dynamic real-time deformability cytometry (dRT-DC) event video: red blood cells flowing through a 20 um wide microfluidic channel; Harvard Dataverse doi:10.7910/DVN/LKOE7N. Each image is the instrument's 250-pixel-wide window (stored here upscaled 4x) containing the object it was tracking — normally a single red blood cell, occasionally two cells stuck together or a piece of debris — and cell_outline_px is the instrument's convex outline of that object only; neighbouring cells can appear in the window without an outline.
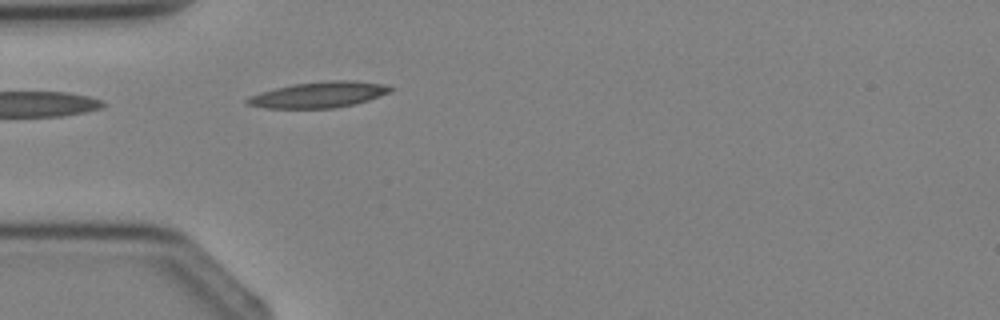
{"species": "Egyptian fruit bat (a non-hibernating species)", "species_latin": "Rousettus aegyptiacus", "temperature_condition": "cold", "stored_images_in_passage": 2, "camera_frame_rate_fps": 3000, "um_per_image_px": 0.085, "animal": {"sex": "female"}, "frame": {"image": 1, "passage_image": 2, "time_ms": 1.333, "image_size_px": [1000, 320], "cell_outline_px": [[396, 88], [392, 92], [356, 104], [336, 108], [264, 108], [248, 104], [244, 100], [248, 96], [276, 88], [292, 84], [328, 80], [356, 80], [384, 84]], "centroid_in_image_um": [27.16, 8.04], "position_along_channel_um": 57.8, "area_um2": 21.85}}